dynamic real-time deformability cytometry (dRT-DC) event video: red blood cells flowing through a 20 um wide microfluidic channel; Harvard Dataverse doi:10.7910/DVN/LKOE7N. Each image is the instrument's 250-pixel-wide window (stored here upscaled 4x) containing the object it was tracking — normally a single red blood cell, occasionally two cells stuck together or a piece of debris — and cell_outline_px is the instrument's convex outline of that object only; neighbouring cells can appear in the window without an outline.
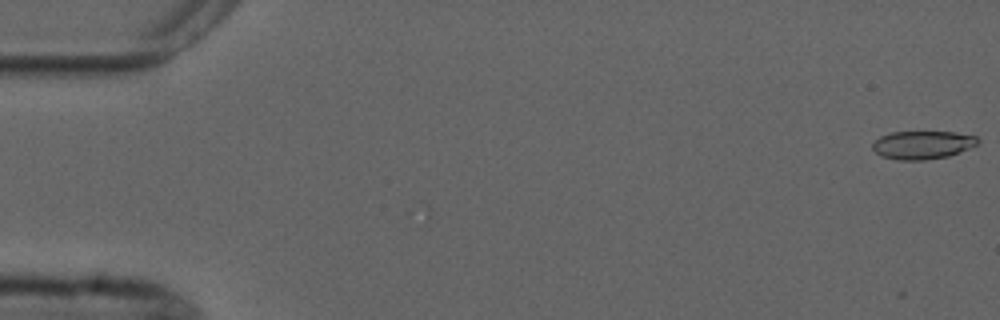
{"species": "common noctule bat (a hibernating species)", "species_latin": "Nyctalus noctula", "temperature_condition": "cold", "stored_images_in_passage": 3, "camera_frame_rate_fps": 3000, "um_per_image_px": 0.085, "animal": {"sex": "male", "forearm_length_mm": 52.5}, "frame": {"image": 1, "passage_image": 1, "time_ms": 0.0, "image_size_px": [1000, 320], "cell_outline_px": [[980, 140], [976, 144], [960, 152], [948, 156], [924, 160], [896, 160], [880, 156], [872, 148], [872, 144], [880, 136], [892, 132], [956, 132], [976, 136]], "centroid_in_image_um": [78.39, 12.32], "position_along_channel_um": 6.6, "area_um2": 17.28}}